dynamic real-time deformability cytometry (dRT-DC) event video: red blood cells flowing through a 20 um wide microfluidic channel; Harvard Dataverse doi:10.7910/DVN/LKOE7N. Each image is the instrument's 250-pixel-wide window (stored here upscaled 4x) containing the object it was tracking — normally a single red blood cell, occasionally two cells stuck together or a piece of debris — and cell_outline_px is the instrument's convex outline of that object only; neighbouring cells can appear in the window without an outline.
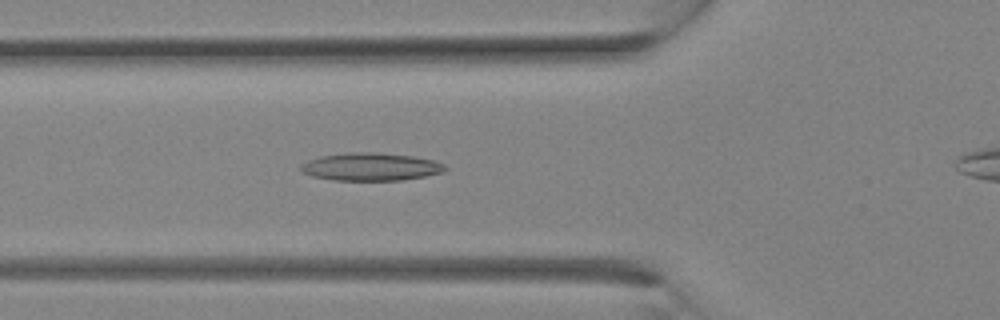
{"species": "Egyptian fruit bat (a non-hibernating species)", "species_latin": "Rousettus aegyptiacus", "temperature_condition": "room temperature", "stored_images_in_passage": 5, "camera_frame_rate_fps": 3000, "um_per_image_px": 0.085, "animal": {"sex": "female"}, "frame": {"image": 1, "passage_image": 3, "time_ms": 0.667, "image_size_px": [1000, 320], "cell_outline_px": [[448, 168], [440, 172], [424, 176], [404, 180], [332, 180], [312, 176], [300, 172], [300, 164], [308, 160], [320, 156], [348, 152], [376, 152], [412, 156], [432, 160], [444, 164]], "centroid_in_image_um": [31.45, 14.17], "position_along_channel_um": 94.3, "area_um2": 23.41}}
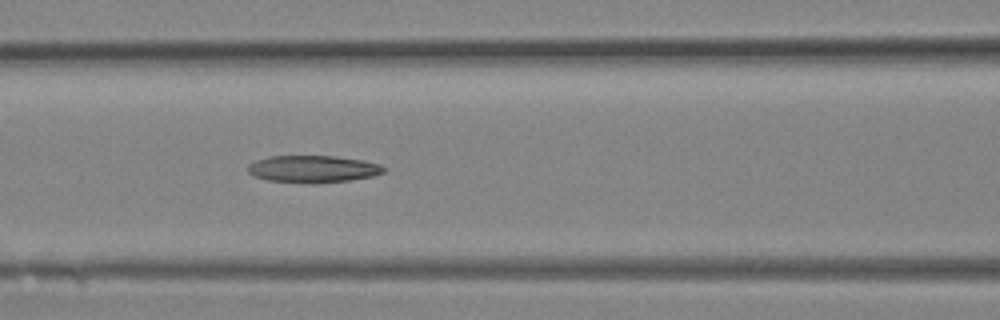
{"frame": {"image": 2, "passage_image": 5, "time_ms": 1.333, "image_size_px": [1000, 320], "cell_outline_px": [[388, 168], [384, 172], [372, 176], [348, 180], [316, 184], [268, 180], [256, 176], [248, 172], [248, 164], [256, 160], [268, 156], [336, 156], [364, 160], [380, 164]], "centroid_in_image_um": [26.63, 14.36], "position_along_channel_um": 140.0, "area_um2": 21.56}}